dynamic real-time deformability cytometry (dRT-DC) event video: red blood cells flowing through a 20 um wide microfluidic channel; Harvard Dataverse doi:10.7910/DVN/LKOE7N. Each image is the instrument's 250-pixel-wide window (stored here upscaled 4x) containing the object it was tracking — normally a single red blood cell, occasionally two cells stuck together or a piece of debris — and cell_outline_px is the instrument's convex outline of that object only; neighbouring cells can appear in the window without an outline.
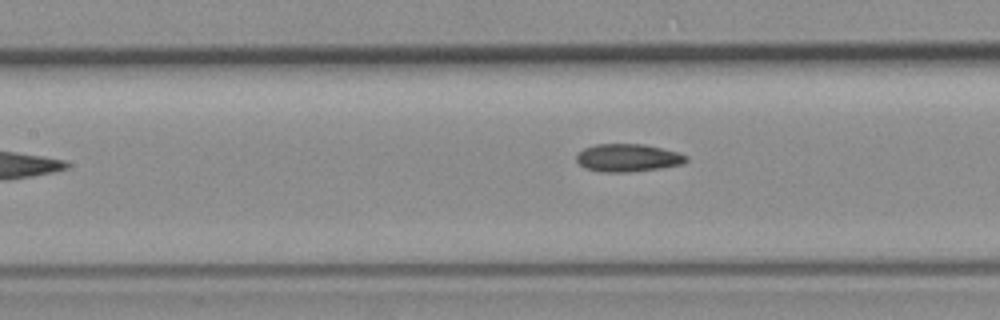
{"species": "common noctule bat (a hibernating species)", "species_latin": "Nyctalus noctula", "temperature_condition": "room temperature", "stored_images_in_passage": 7, "camera_frame_rate_fps": 3000, "um_per_image_px": 0.085, "animal": {"sex": "female", "body_mass_g": 19.3, "forearm_length_mm": 54.1}, "frame": {"image": 1, "passage_image": 7, "time_ms": 7.0, "image_size_px": [1000, 320], "cell_outline_px": [[688, 160], [684, 164], [660, 168], [628, 172], [600, 172], [584, 168], [576, 160], [576, 152], [584, 148], [596, 144], [644, 144], [676, 152], [688, 156]], "centroid_in_image_um": [53.33, 13.42], "position_along_channel_um": 154.1, "area_um2": 17.86}}